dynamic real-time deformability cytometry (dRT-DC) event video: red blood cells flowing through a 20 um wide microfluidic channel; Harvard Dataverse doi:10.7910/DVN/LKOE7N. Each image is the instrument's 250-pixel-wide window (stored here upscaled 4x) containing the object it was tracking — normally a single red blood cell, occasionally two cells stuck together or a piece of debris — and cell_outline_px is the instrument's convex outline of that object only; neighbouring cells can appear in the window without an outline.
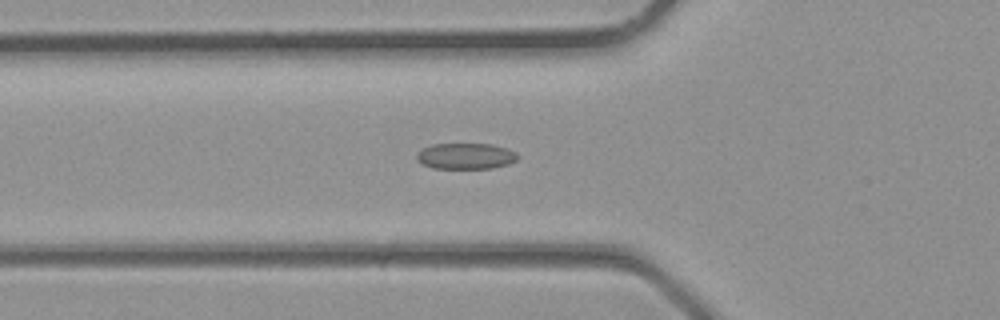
{"species": "common noctule bat (a hibernating species)", "species_latin": "Nyctalus noctula", "temperature_condition": "room temperature", "stored_images_in_passage": 35, "camera_frame_rate_fps": 3000, "um_per_image_px": 0.085, "animal": {"sex": "male", "body_mass_g": 23.1, "forearm_length_mm": 52.7}, "frame": {"image": 1, "passage_image": 12, "time_ms": 3.667, "image_size_px": [1000, 320], "cell_outline_px": [[520, 156], [516, 160], [508, 164], [492, 168], [432, 168], [416, 160], [416, 152], [432, 144], [492, 144], [508, 148], [516, 152]], "centroid_in_image_um": [39.6, 13.26], "position_along_channel_um": 86.2, "area_um2": 15.37}}
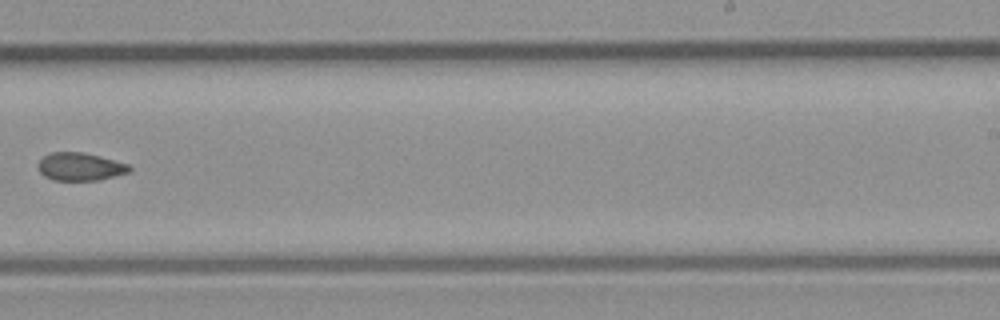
{"frame": {"image": 2, "passage_image": 22, "time_ms": 7.0, "image_size_px": [1000, 320], "cell_outline_px": [[132, 168], [128, 172], [100, 180], [52, 180], [44, 176], [40, 172], [40, 160], [44, 156], [52, 152], [84, 152], [100, 156], [128, 164]], "centroid_in_image_um": [6.83, 14.17], "position_along_channel_um": 282.2, "area_um2": 14.68}}
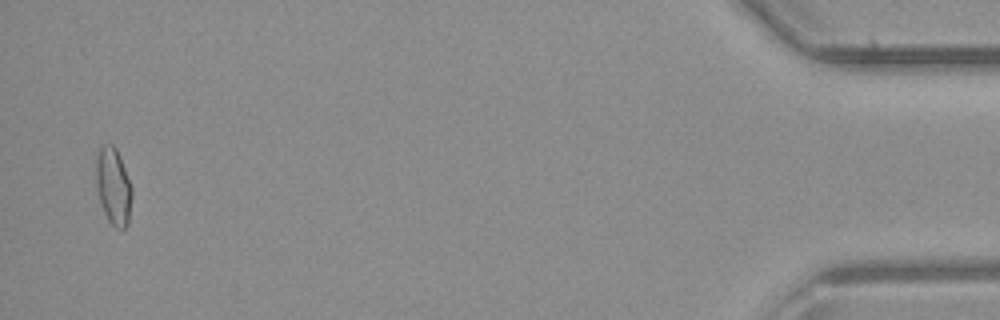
{"frame": {"image": 3, "passage_image": 34, "time_ms": 11.0, "image_size_px": [1000, 320], "cell_outline_px": [[132, 196], [128, 224], [124, 228], [116, 228], [108, 220], [104, 212], [100, 200], [96, 184], [96, 160], [100, 148], [104, 144], [112, 144], [116, 148], [132, 188]], "centroid_in_image_um": [9.64, 15.84], "position_along_channel_um": 425.6, "area_um2": 15.84}}